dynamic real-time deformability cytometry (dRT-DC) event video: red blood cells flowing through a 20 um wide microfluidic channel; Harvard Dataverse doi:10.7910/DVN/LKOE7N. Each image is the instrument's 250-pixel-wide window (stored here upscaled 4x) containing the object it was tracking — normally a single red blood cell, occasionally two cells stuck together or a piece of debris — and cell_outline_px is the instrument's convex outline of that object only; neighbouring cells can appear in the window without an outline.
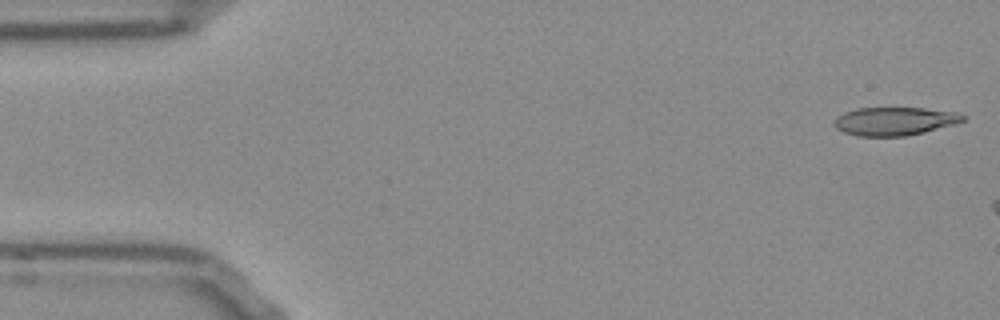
{"species": "Egyptian fruit bat (a non-hibernating species)", "species_latin": "Rousettus aegyptiacus", "temperature_condition": "room temperature", "stored_images_in_passage": 11, "camera_frame_rate_fps": 3000, "um_per_image_px": 0.085, "frame": {"image": 1, "passage_image": 1, "time_ms": 0.0, "image_size_px": [1000, 320], "cell_outline_px": [[968, 120], [956, 124], [924, 132], [904, 136], [856, 136], [844, 132], [836, 128], [832, 124], [832, 120], [836, 116], [844, 112], [856, 108], [924, 108], [956, 112], [964, 116]], "centroid_in_image_um": [76.01, 10.3], "position_along_channel_um": 9.0, "area_um2": 21.44}}